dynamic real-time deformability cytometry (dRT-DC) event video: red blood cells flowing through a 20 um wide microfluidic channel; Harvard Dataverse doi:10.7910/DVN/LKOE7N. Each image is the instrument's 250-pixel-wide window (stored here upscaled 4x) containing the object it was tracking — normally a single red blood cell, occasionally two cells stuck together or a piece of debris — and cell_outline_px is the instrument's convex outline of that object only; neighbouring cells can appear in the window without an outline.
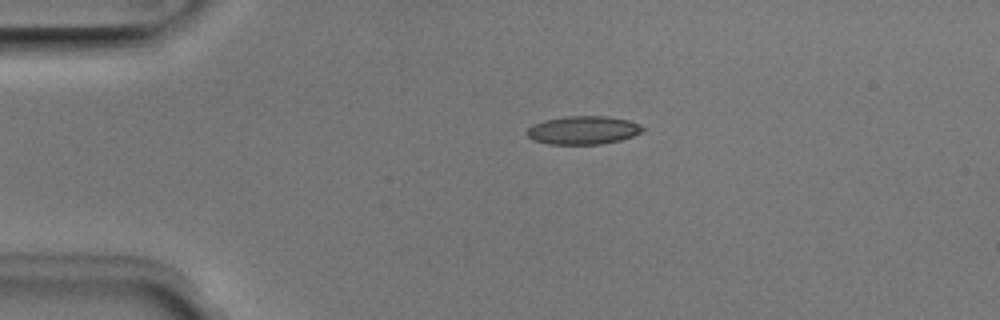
{"species": "Egyptian fruit bat (a non-hibernating species)", "species_latin": "Rousettus aegyptiacus", "temperature_condition": "room temperature", "stored_images_in_passage": 50, "camera_frame_rate_fps": 3000, "um_per_image_px": 0.085, "animal": {"sex": "male"}, "frame": {"image": 1, "passage_image": 10, "time_ms": 3.0, "image_size_px": [1000, 320], "cell_outline_px": [[644, 128], [640, 132], [632, 136], [620, 140], [600, 144], [548, 144], [532, 140], [528, 136], [528, 128], [532, 124], [544, 120], [568, 116], [608, 116], [628, 120], [640, 124]], "centroid_in_image_um": [49.55, 11.06], "position_along_channel_um": 35.5, "area_um2": 19.02}}
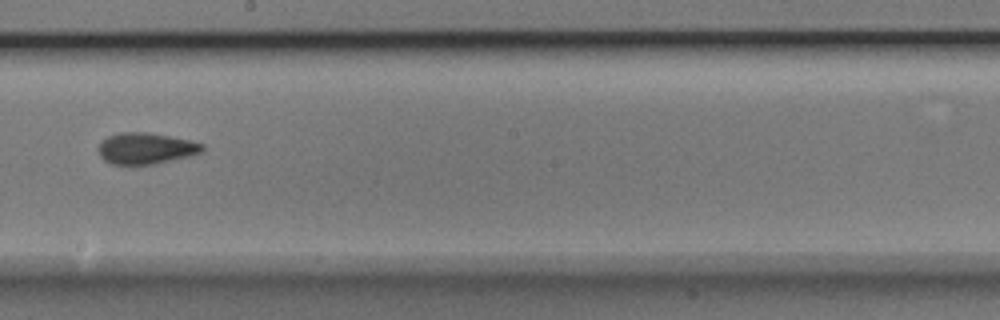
{"frame": {"image": 2, "passage_image": 28, "time_ms": 9.0, "image_size_px": [1000, 320], "cell_outline_px": [[204, 148], [200, 152], [192, 156], [156, 164], [128, 168], [108, 164], [100, 156], [96, 148], [100, 140], [108, 136], [120, 132], [148, 132], [188, 140], [204, 144]], "centroid_in_image_um": [12.3, 12.67], "position_along_channel_um": 235.9, "area_um2": 19.88}}
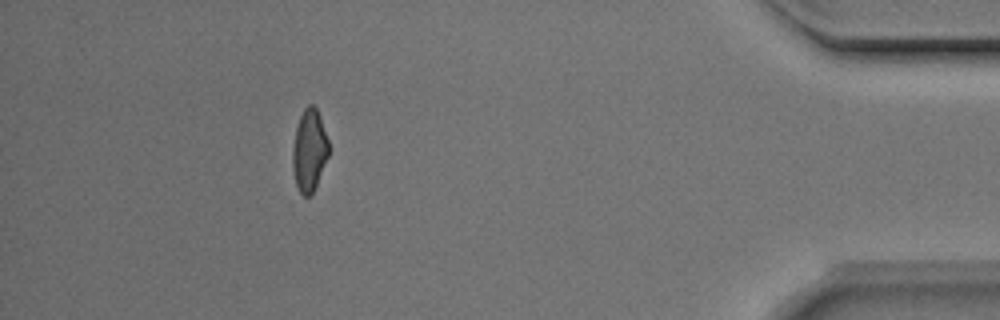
{"frame": {"image": 3, "passage_image": 45, "time_ms": 14.667, "image_size_px": [1000, 320], "cell_outline_px": [[328, 156], [316, 184], [312, 192], [308, 196], [304, 196], [300, 192], [296, 184], [292, 168], [292, 152], [296, 128], [300, 116], [304, 108], [308, 104], [312, 104], [316, 108], [320, 116], [328, 140]], "centroid_in_image_um": [26.28, 12.76], "position_along_channel_um": 408.9, "area_um2": 16.99}, "authors_computed_cell_mechanics": {"area_um2": 18.496, "velocity_mm_per_s": 3.9912, "shape_relaxation_time_tau1_ms": 4.4664, "shape_relaxation_time_tau2_ms": 1.6552, "deformation_change_tau1": 0.1546, "deformation_change_tau2": 0.0932}}